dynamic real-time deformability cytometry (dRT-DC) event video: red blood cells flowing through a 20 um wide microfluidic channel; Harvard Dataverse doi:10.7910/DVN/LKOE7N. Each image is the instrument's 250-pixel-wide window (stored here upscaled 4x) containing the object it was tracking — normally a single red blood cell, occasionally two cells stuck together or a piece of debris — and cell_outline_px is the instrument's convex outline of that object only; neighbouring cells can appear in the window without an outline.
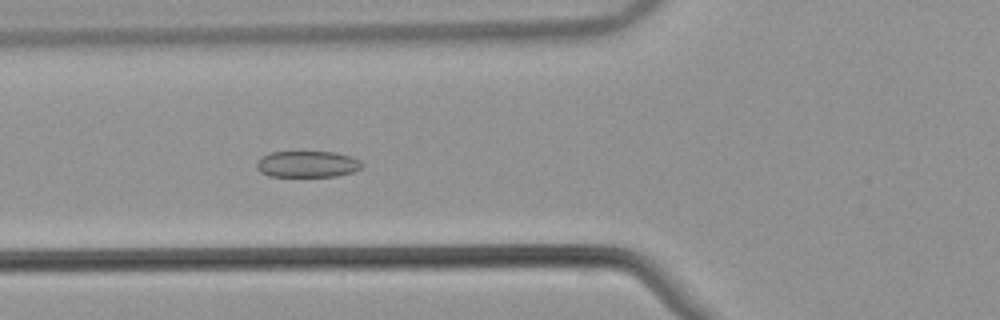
{"species": "common noctule bat (a hibernating species)", "species_latin": "Nyctalus noctula", "temperature_condition": "warm", "stored_images_in_passage": 47, "camera_frame_rate_fps": 3000, "um_per_image_px": 0.085, "animal": {"sex": "male", "body_mass_g": 21.5, "forearm_length_mm": 52.0}, "frame": {"image": 1, "passage_image": 21, "time_ms": 6.667, "image_size_px": [1000, 320], "cell_outline_px": [[364, 164], [360, 168], [352, 172], [336, 176], [268, 176], [260, 172], [256, 168], [256, 164], [264, 156], [272, 152], [336, 152], [352, 156], [360, 160]], "centroid_in_image_um": [26.16, 13.95], "position_along_channel_um": 99.6, "area_um2": 16.13}}
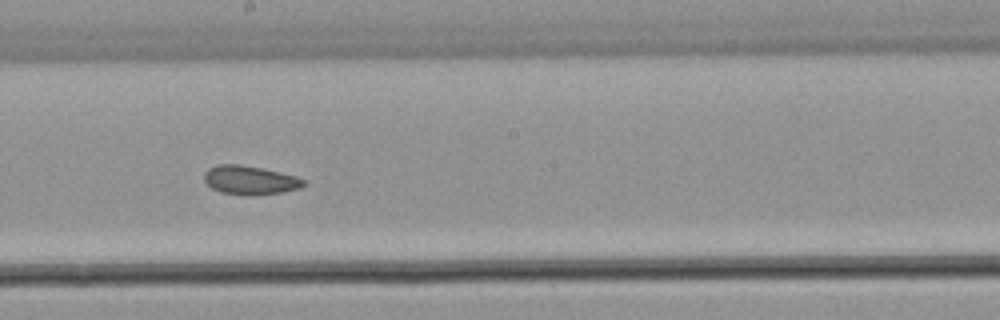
{"frame": {"image": 2, "passage_image": 31, "time_ms": 10.0, "image_size_px": [1000, 320], "cell_outline_px": [[308, 184], [300, 188], [280, 192], [252, 196], [244, 196], [220, 192], [212, 188], [204, 180], [204, 172], [208, 168], [216, 164], [240, 164], [280, 172], [296, 176], [308, 180]], "centroid_in_image_um": [21.26, 15.32], "position_along_channel_um": 226.9, "area_um2": 16.99}}
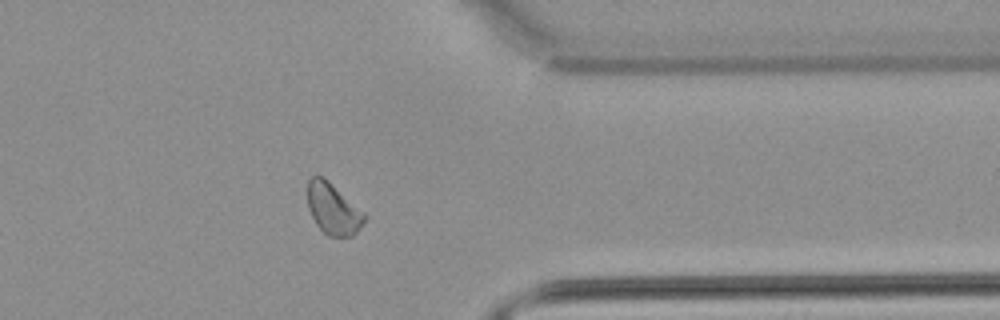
{"frame": {"image": 3, "passage_image": 44, "time_ms": 14.333, "image_size_px": [1000, 320], "cell_outline_px": [[364, 220], [356, 232], [352, 236], [328, 236], [316, 224], [308, 208], [308, 180], [312, 176], [324, 176], [364, 212]], "centroid_in_image_um": [28.29, 17.73], "position_along_channel_um": 383.1, "area_um2": 16.7}, "authors_computed_cell_mechanics": {"area_um2": 17.2822, "velocity_mm_per_s": 3.8151, "shape_relaxation_time_tau1_ms": null, "shape_relaxation_time_tau2_ms": 3.6914, "deformation_change_tau1": null, "deformation_change_tau2": 0.0983}}